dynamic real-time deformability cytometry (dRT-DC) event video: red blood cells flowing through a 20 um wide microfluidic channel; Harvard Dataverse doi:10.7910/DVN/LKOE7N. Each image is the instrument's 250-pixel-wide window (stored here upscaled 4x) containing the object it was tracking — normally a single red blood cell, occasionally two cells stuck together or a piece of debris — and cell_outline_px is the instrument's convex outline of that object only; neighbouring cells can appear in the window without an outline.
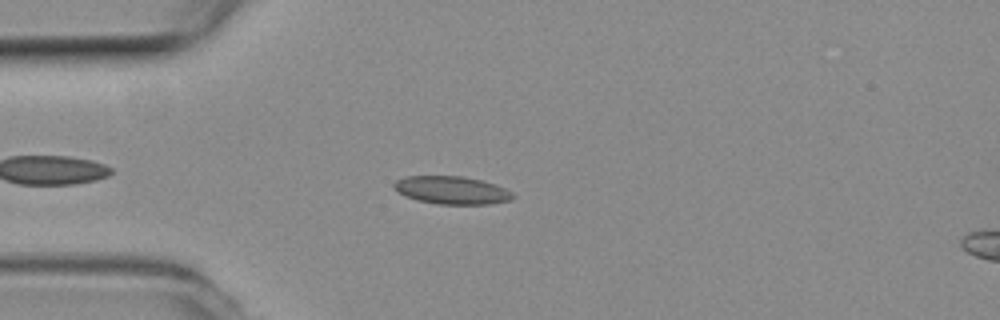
{"species": "common noctule bat (a hibernating species)", "species_latin": "Nyctalus noctula", "temperature_condition": "room temperature", "stored_images_in_passage": 46, "camera_frame_rate_fps": 3000, "um_per_image_px": 0.085, "animal": {"sex": "female", "body_mass_g": 19.3, "forearm_length_mm": 54.1}, "frame": {"image": 1, "passage_image": 7, "time_ms": 2.0, "image_size_px": [1000, 320], "cell_outline_px": [[516, 196], [512, 200], [492, 204], [436, 204], [416, 200], [404, 196], [396, 192], [392, 184], [396, 180], [408, 176], [460, 176], [480, 180], [496, 184], [512, 192]], "centroid_in_image_um": [38.39, 16.18], "position_along_channel_um": 46.6, "area_um2": 19.54}}
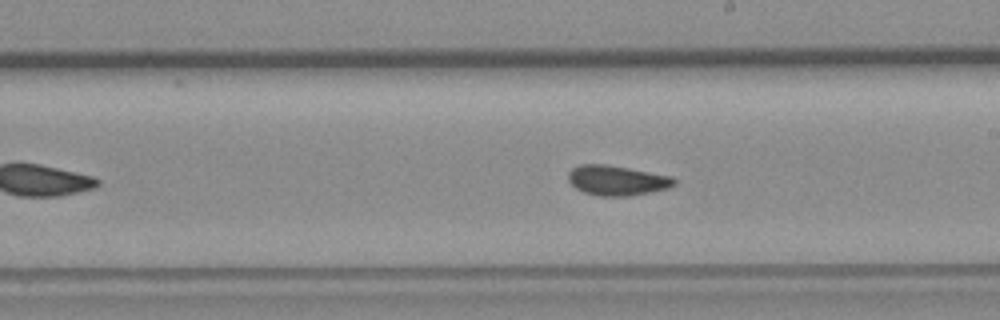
{"frame": {"image": 2, "passage_image": 23, "time_ms": 7.333, "image_size_px": [1000, 320], "cell_outline_px": [[676, 184], [668, 188], [628, 196], [596, 196], [584, 192], [576, 188], [568, 180], [568, 172], [572, 168], [580, 164], [608, 164], [672, 176], [676, 180]], "centroid_in_image_um": [52.42, 15.32], "position_along_channel_um": 236.6, "area_um2": 18.55}}
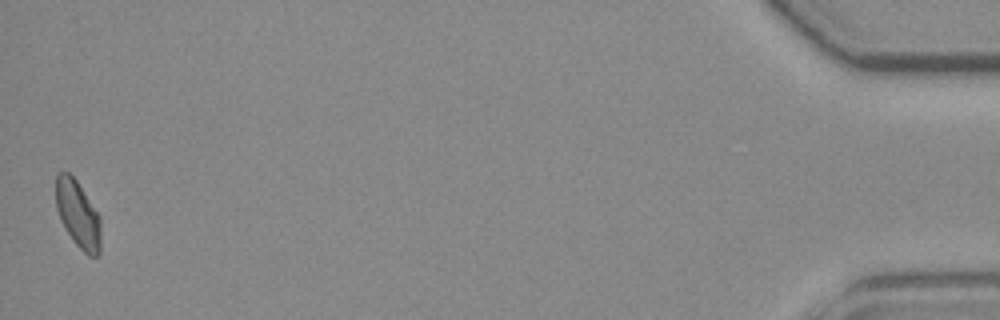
{"frame": {"image": 3, "passage_image": 46, "time_ms": 15.0, "image_size_px": [1000, 320], "cell_outline_px": [[100, 256], [88, 256], [72, 240], [64, 228], [60, 220], [56, 208], [56, 172], [68, 172], [76, 180], [100, 216]], "centroid_in_image_um": [6.61, 18.23], "position_along_channel_um": 428.6, "area_um2": 17.63}, "authors_computed_cell_mechanics": {"area_um2": 18.1492, "velocity_mm_per_s": 3.8233, "shape_relaxation_time_tau1_ms": 6.4024, "shape_relaxation_time_tau2_ms": 1.3563, "deformation_change_tau1": 0.1366, "deformation_change_tau2": 0.0765}}